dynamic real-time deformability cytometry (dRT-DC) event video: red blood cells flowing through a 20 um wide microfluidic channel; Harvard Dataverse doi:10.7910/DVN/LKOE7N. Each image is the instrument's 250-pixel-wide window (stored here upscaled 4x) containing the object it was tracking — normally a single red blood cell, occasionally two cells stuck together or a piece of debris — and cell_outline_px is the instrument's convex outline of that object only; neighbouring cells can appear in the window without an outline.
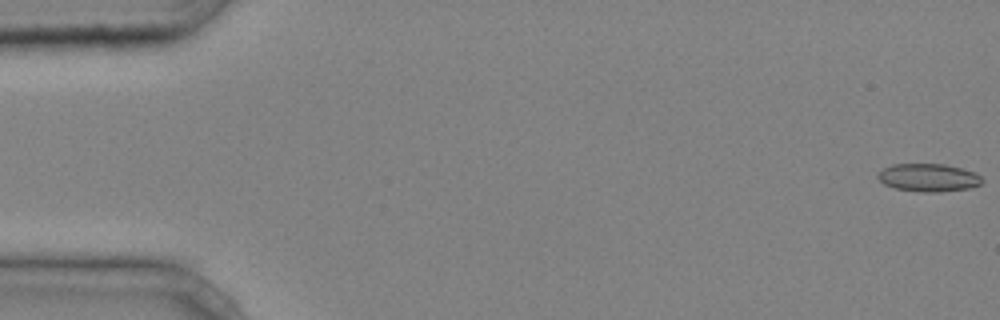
{"species": "common noctule bat (a hibernating species)", "species_latin": "Nyctalus noctula", "temperature_condition": "cold", "stored_images_in_passage": 45, "camera_frame_rate_fps": 3000, "um_per_image_px": 0.085, "animal": {"sex": "male", "body_mass_g": 20.4}, "frame": {"image": 1, "passage_image": 1, "time_ms": 0.0, "image_size_px": [1000, 320], "cell_outline_px": [[984, 180], [980, 184], [968, 188], [940, 192], [920, 192], [896, 188], [884, 184], [876, 176], [884, 168], [892, 164], [944, 164], [976, 172]], "centroid_in_image_um": [78.93, 15.09], "position_along_channel_um": 6.1, "area_um2": 16.88}}
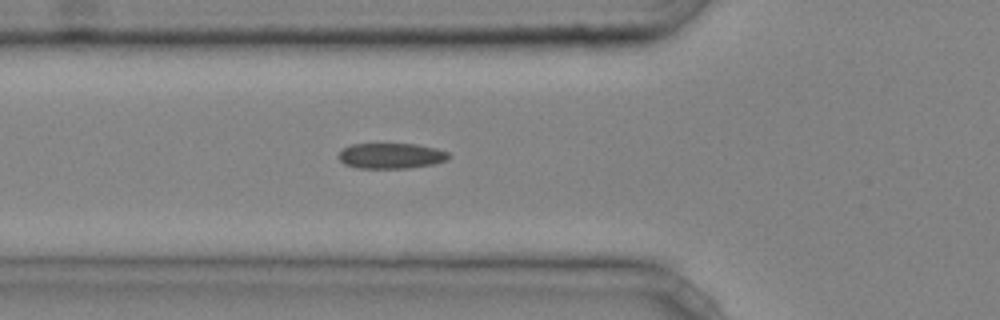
{"frame": {"image": 2, "passage_image": 17, "time_ms": 5.333, "image_size_px": [1000, 320], "cell_outline_px": [[452, 156], [448, 160], [432, 164], [408, 168], [356, 168], [344, 164], [336, 156], [344, 148], [352, 144], [416, 144], [436, 148], [448, 152]], "centroid_in_image_um": [33.25, 13.25], "position_along_channel_um": 92.6, "area_um2": 16.47}}
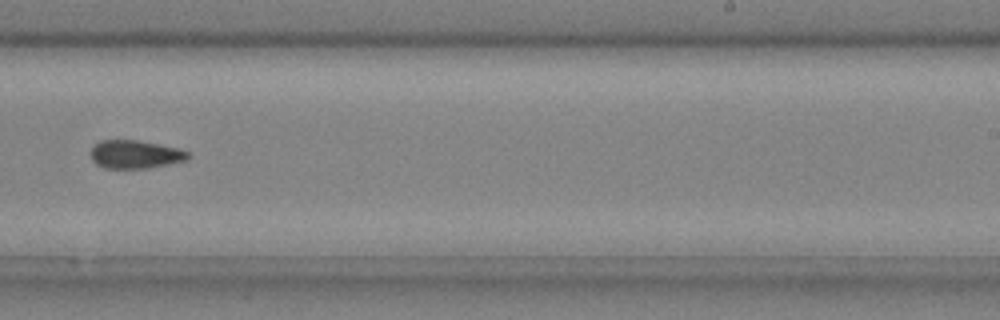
{"frame": {"image": 3, "passage_image": 30, "time_ms": 9.667, "image_size_px": [1000, 320], "cell_outline_px": [[188, 160], [168, 164], [144, 168], [104, 168], [96, 164], [92, 160], [92, 148], [100, 140], [136, 140], [160, 144], [180, 148], [188, 152]], "centroid_in_image_um": [11.5, 13.11], "position_along_channel_um": 277.5, "area_um2": 15.9}, "authors_computed_cell_mechanics": {"area_um2": 16.7042, "velocity_mm_per_s": 4.2721, "shape_relaxation_time_tau1_ms": 5.2288, "shape_relaxation_time_tau2_ms": 2.6936, "deformation_change_tau1": 0.1173, "deformation_change_tau2": 0.0898}}